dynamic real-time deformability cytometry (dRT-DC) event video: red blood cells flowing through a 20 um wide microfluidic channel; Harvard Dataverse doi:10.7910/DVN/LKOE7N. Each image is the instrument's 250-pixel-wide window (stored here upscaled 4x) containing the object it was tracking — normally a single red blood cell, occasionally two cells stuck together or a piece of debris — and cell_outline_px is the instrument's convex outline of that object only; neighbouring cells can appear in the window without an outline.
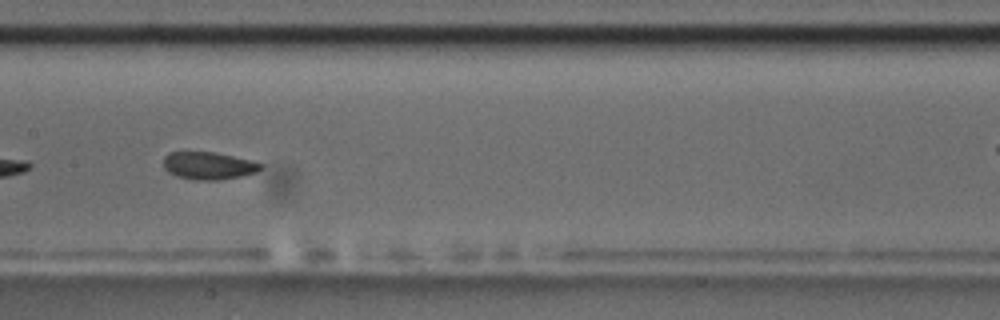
{"species": "common noctule bat (a hibernating species)", "species_latin": "Nyctalus noctula", "temperature_condition": "room temperature", "stored_images_in_passage": 12, "segment_of_instrument_passage": [2, 2], "camera_frame_rate_fps": 3000, "um_per_image_px": 0.085, "animal": {"sex": "male", "body_mass_g": 17.5, "forearm_length_mm": 52.3}, "frame": {"image": 1, "passage_image": 9, "time_ms": 9.0, "image_size_px": [1000, 320], "cell_outline_px": [[264, 164], [256, 172], [240, 176], [220, 180], [192, 180], [176, 176], [168, 172], [164, 168], [164, 156], [168, 152], [216, 152]], "centroid_in_image_um": [17.68, 14.09], "position_along_channel_um": 189.7, "area_um2": 15.55}}